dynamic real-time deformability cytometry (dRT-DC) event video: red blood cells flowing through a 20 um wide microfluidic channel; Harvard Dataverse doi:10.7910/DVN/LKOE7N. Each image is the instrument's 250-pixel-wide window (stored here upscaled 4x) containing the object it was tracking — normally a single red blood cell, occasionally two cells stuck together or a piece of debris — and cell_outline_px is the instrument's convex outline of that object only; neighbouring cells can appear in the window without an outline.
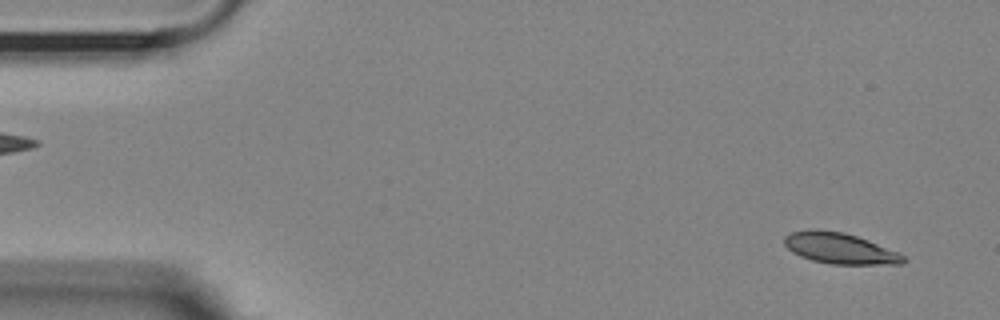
{"species": "Egyptian fruit bat (a non-hibernating species)", "species_latin": "Rousettus aegyptiacus", "temperature_condition": "room temperature", "stored_images_in_passage": 55, "camera_frame_rate_fps": 3000, "um_per_image_px": 0.085, "animal": {"sex": "female"}, "frame": {"image": 1, "passage_image": 3, "time_ms": 0.667, "image_size_px": [1000, 320], "cell_outline_px": [[908, 260], [904, 264], [832, 264], [812, 260], [800, 256], [792, 252], [784, 244], [784, 236], [792, 232], [808, 228], [816, 228], [844, 232], [868, 240], [900, 252]], "centroid_in_image_um": [71.39, 21.09], "position_along_channel_um": 13.6, "area_um2": 21.73}}
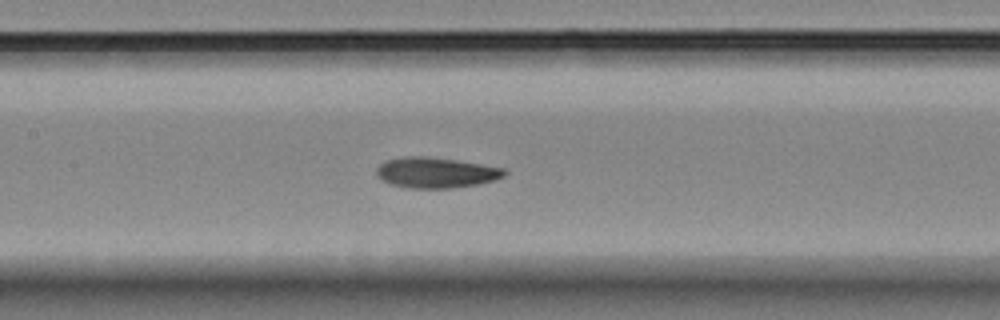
{"frame": {"image": 2, "passage_image": 25, "time_ms": 8.0, "image_size_px": [1000, 320], "cell_outline_px": [[508, 172], [504, 176], [496, 180], [476, 184], [452, 188], [412, 188], [392, 184], [380, 180], [376, 172], [376, 168], [384, 160], [404, 156], [428, 156], [456, 160], [504, 168]], "centroid_in_image_um": [37.03, 14.66], "position_along_channel_um": 170.4, "area_um2": 22.83}}
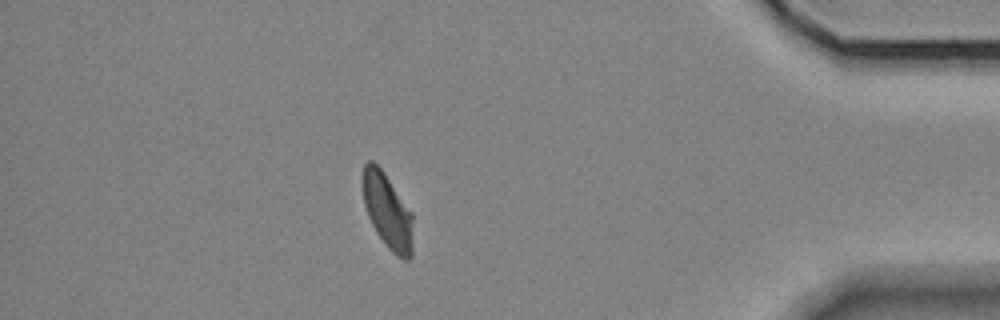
{"frame": {"image": 3, "passage_image": 48, "time_ms": 15.667, "image_size_px": [1000, 320], "cell_outline_px": [[412, 256], [408, 260], [404, 260], [396, 256], [388, 248], [376, 232], [368, 216], [364, 204], [364, 164], [368, 160], [372, 160], [380, 168], [412, 212]], "centroid_in_image_um": [32.96, 18.0], "position_along_channel_um": 402.2, "area_um2": 21.56}, "authors_computed_cell_mechanics": {"area_um2": 22.3686, "velocity_mm_per_s": 3.5792, "shape_relaxation_time_tau1_ms": 5.1698, "shape_relaxation_time_tau2_ms": 4.042, "deformation_change_tau1": 0.1397, "deformation_change_tau2": 0.0865}}